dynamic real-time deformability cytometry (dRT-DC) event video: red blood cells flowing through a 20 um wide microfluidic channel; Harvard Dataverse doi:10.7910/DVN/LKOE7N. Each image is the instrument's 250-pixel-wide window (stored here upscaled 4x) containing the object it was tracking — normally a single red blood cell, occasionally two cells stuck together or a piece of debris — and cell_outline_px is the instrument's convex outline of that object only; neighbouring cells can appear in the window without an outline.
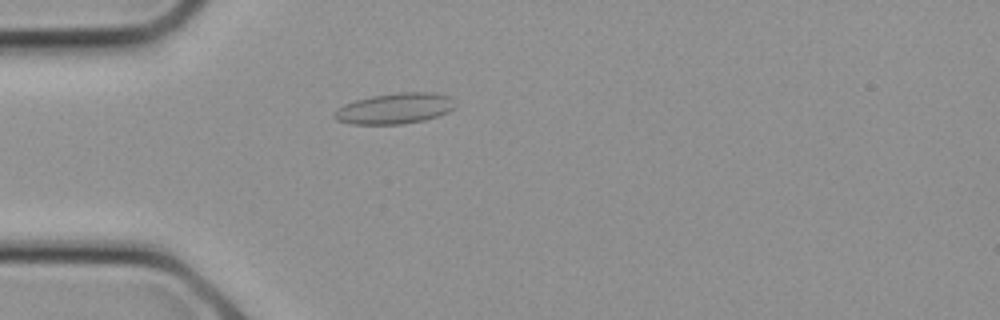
{"species": "common noctule bat (a hibernating species)", "species_latin": "Nyctalus noctula", "temperature_condition": "cold", "stored_images_in_passage": 18, "camera_frame_rate_fps": 3000, "um_per_image_px": 0.085, "animal": {"sex": "female", "body_mass_g": 21.9}, "frame": {"image": 1, "passage_image": 1, "time_ms": 0.0, "image_size_px": [1000, 320], "cell_outline_px": [[456, 104], [448, 112], [424, 120], [400, 124], [352, 124], [336, 120], [332, 116], [344, 104], [356, 100], [372, 96], [396, 92], [436, 92], [448, 96]], "centroid_in_image_um": [33.56, 9.21], "position_along_channel_um": 51.4, "area_um2": 21.5}}
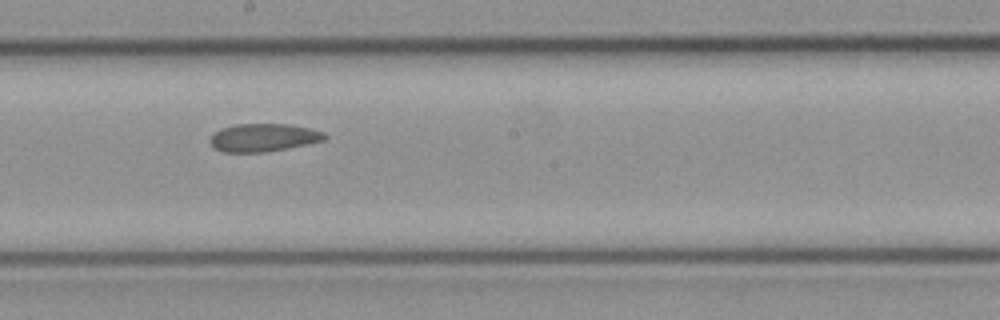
{"frame": {"image": 2, "passage_image": 8, "time_ms": 2.333, "image_size_px": [1000, 320], "cell_outline_px": [[328, 136], [324, 140], [288, 148], [264, 152], [220, 152], [212, 148], [208, 140], [220, 128], [236, 124], [288, 124], [308, 128], [324, 132]], "centroid_in_image_um": [22.34, 11.7], "position_along_channel_um": 225.9, "area_um2": 18.73}}
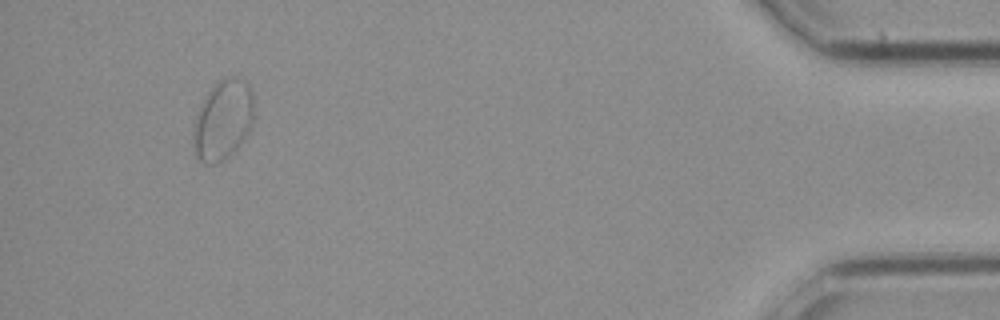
{"frame": {"image": 3, "passage_image": 18, "time_ms": 5.667, "image_size_px": [1000, 320], "cell_outline_px": [[252, 124], [248, 132], [240, 144], [228, 156], [216, 164], [204, 164], [192, 152], [192, 128], [196, 112], [200, 104], [212, 84], [228, 76], [232, 76], [244, 80], [248, 84], [252, 92]], "centroid_in_image_um": [18.88, 10.2], "position_along_channel_um": 416.3, "area_um2": 28.61}}